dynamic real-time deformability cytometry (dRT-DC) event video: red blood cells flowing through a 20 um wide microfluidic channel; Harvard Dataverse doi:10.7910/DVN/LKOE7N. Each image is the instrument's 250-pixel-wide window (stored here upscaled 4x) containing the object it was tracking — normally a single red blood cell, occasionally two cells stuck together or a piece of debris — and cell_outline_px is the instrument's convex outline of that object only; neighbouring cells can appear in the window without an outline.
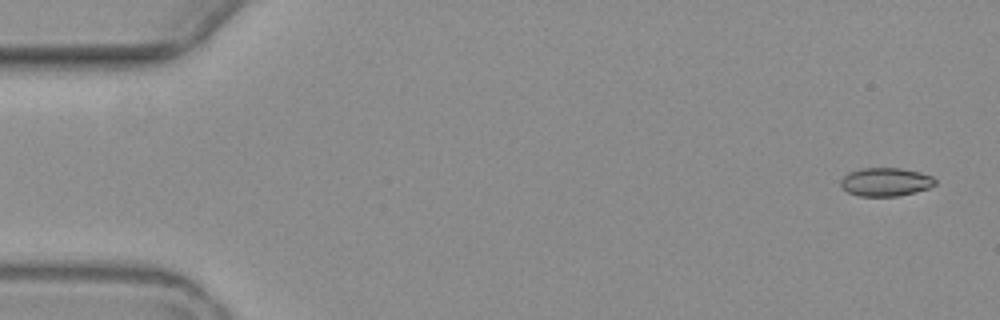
{"species": "common noctule bat (a hibernating species)", "species_latin": "Nyctalus noctula", "temperature_condition": "warm", "stored_images_in_passage": 5, "camera_frame_rate_fps": 3000, "um_per_image_px": 0.085, "animal": {"sex": "female", "body_mass_g": 19.3, "forearm_length_mm": 54.1}, "frame": {"image": 1, "passage_image": 1, "time_ms": 0.0, "image_size_px": [1000, 320], "cell_outline_px": [[936, 184], [928, 188], [900, 196], [860, 196], [848, 192], [840, 184], [840, 180], [848, 172], [864, 168], [900, 168], [920, 172], [932, 176], [936, 180]], "centroid_in_image_um": [75.29, 15.46], "position_along_channel_um": 9.7, "area_um2": 15.61}}
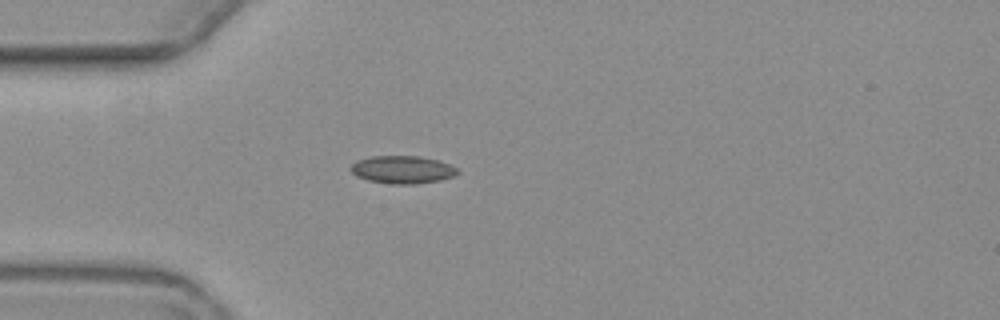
{"frame": {"image": 2, "passage_image": 4, "time_ms": 4.667, "image_size_px": [1000, 320], "cell_outline_px": [[460, 172], [452, 176], [440, 180], [416, 184], [392, 184], [368, 180], [356, 176], [348, 168], [356, 160], [372, 156], [416, 156], [436, 160], [448, 164], [456, 168]], "centroid_in_image_um": [34.16, 14.42], "position_along_channel_um": 50.8, "area_um2": 17.17}}